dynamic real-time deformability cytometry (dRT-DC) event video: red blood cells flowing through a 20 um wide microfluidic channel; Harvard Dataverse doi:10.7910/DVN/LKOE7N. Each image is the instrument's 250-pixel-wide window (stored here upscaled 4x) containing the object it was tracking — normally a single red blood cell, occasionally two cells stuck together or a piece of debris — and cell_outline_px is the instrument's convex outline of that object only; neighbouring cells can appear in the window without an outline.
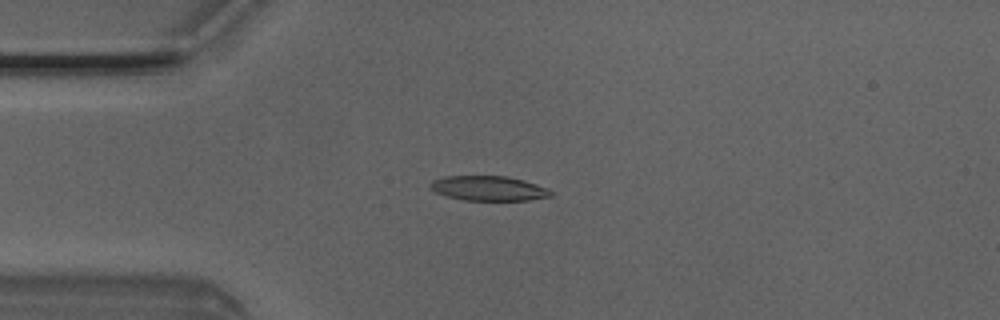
{"species": "Egyptian fruit bat (a non-hibernating species)", "species_latin": "Rousettus aegyptiacus", "temperature_condition": "room temperature", "stored_images_in_passage": 4, "camera_frame_rate_fps": 3000, "um_per_image_px": 0.085, "animal": {"sex": "male"}, "frame": {"image": 1, "passage_image": 4, "time_ms": 1.0, "image_size_px": [1000, 320], "cell_outline_px": [[552, 196], [528, 200], [464, 200], [448, 196], [436, 192], [428, 184], [432, 180], [444, 176], [508, 176], [524, 180], [548, 188], [552, 192]], "centroid_in_image_um": [41.54, 16.0], "position_along_channel_um": 43.5, "area_um2": 17.34}}